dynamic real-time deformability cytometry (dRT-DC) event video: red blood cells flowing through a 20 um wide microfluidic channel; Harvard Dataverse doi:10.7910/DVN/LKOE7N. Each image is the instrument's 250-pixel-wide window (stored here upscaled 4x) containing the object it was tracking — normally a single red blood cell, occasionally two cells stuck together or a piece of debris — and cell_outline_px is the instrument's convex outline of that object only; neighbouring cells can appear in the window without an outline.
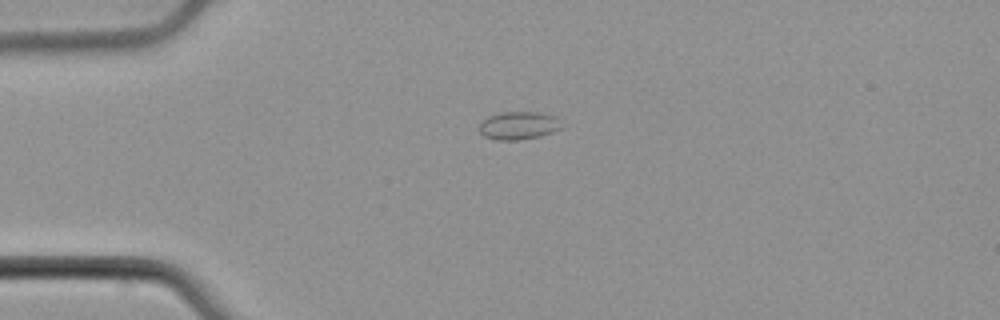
{"species": "common noctule bat (a hibernating species)", "species_latin": "Nyctalus noctula", "temperature_condition": "cold", "stored_images_in_passage": 3, "camera_frame_rate_fps": 3000, "um_per_image_px": 0.085, "animal": {"sex": "male", "body_mass_g": 21.5, "forearm_length_mm": 52.0}, "frame": {"image": 1, "passage_image": 1, "time_ms": 0.0, "image_size_px": [1000, 320], "cell_outline_px": [[560, 128], [552, 132], [540, 136], [516, 140], [496, 140], [484, 136], [480, 132], [480, 124], [488, 116], [500, 112], [536, 112], [556, 116]], "centroid_in_image_um": [44.04, 10.67], "position_along_channel_um": 41.0, "area_um2": 13.18}}